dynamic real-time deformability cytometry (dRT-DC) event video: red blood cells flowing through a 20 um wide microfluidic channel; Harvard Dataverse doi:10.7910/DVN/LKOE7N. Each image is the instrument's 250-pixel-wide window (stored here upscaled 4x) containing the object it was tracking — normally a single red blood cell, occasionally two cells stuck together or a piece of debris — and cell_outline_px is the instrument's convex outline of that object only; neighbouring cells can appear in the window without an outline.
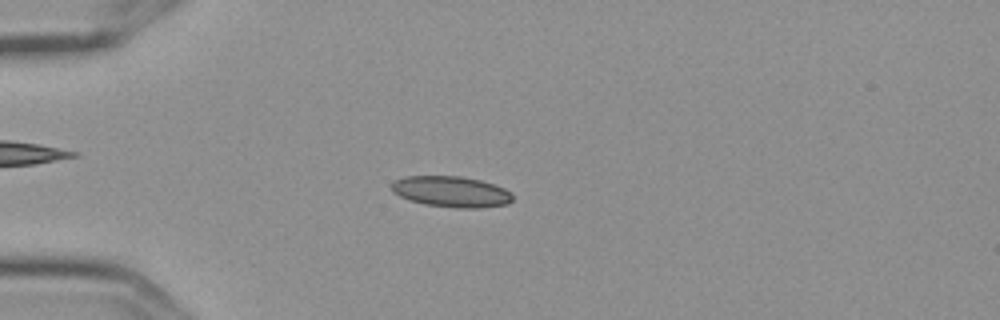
{"species": "Egyptian fruit bat (a non-hibernating species)", "species_latin": "Rousettus aegyptiacus", "temperature_condition": "cold", "stored_images_in_passage": 9, "camera_frame_rate_fps": 3000, "um_per_image_px": 0.085, "frame": {"image": 1, "passage_image": 4, "time_ms": 1.0, "image_size_px": [1000, 320], "cell_outline_px": [[512, 200], [508, 204], [480, 208], [456, 208], [424, 204], [400, 196], [392, 192], [392, 180], [404, 176], [460, 176], [480, 180], [504, 188], [512, 196]], "centroid_in_image_um": [38.33, 16.29], "position_along_channel_um": 46.7, "area_um2": 21.73}}
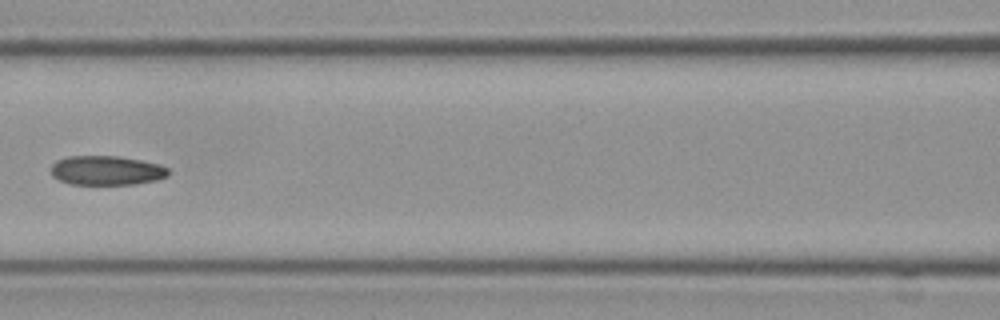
{"frame": {"image": 2, "passage_image": 7, "time_ms": 2.0, "image_size_px": [1000, 320], "cell_outline_px": [[168, 176], [156, 180], [136, 184], [68, 184], [52, 176], [48, 168], [56, 160], [68, 156], [120, 156], [160, 164], [168, 168]], "centroid_in_image_um": [9.01, 14.48], "position_along_channel_um": 157.6, "area_um2": 20.29}}
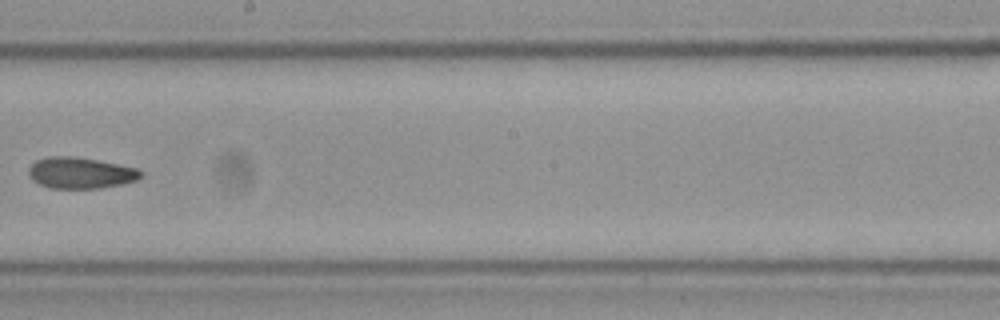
{"frame": {"image": 3, "passage_image": 9, "time_ms": 2.667, "image_size_px": [1000, 320], "cell_outline_px": [[144, 172], [136, 180], [120, 184], [100, 188], [48, 188], [32, 180], [28, 172], [28, 168], [36, 160], [52, 156], [72, 156], [96, 160], [136, 168]], "centroid_in_image_um": [6.81, 14.7], "position_along_channel_um": 241.4, "area_um2": 20.17}}